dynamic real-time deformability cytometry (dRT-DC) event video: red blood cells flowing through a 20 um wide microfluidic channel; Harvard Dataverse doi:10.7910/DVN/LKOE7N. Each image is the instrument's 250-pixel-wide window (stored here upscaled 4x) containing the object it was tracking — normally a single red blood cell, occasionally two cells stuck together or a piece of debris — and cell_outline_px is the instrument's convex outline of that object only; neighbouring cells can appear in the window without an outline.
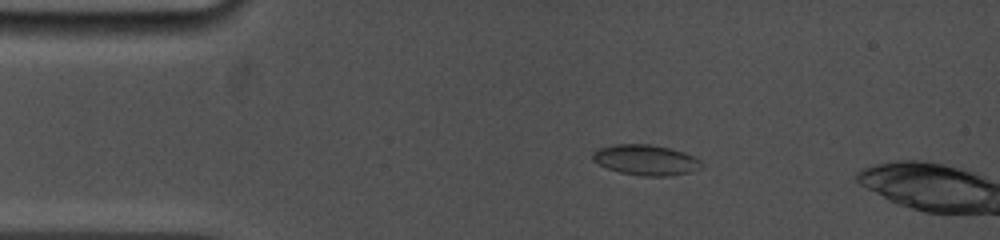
{"species": "common noctule bat (a hibernating species)", "species_latin": "Nyctalus noctula", "temperature_condition": "cold", "stored_images_in_passage": 11, "camera_frame_rate_fps": 5000, "um_per_image_px": 0.085, "animal": {"sex": "female", "body_mass_g": 19.0, "forearm_length_mm": 53.3}, "frame": {"image": 1, "passage_image": 7, "time_ms": 2.6, "image_size_px": [1000, 240], "cell_outline_px": [[704, 164], [700, 168], [692, 172], [672, 176], [644, 176], [620, 172], [608, 168], [592, 160], [592, 152], [600, 148], [616, 144], [652, 144], [684, 152], [700, 160]], "centroid_in_image_um": [54.92, 13.6], "position_along_channel_um": 30.1, "area_um2": 19.31}}